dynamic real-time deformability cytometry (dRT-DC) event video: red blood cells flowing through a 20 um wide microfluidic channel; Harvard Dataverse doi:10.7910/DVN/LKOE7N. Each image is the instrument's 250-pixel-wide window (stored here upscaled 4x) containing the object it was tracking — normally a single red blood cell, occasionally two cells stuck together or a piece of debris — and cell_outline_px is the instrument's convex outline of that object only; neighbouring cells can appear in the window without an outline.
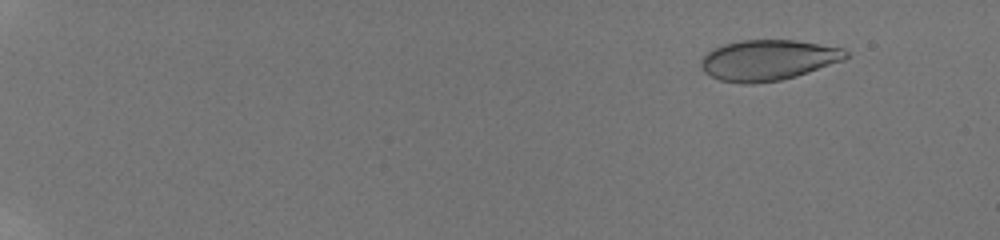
{"species": "human", "species_latin": "Homo sapiens", "temperature_condition": "room temperature", "stored_images_in_passage": 56, "camera_frame_rate_fps": 3000, "um_per_image_px": 0.085, "donor": {"sex": "male"}, "frame": {"image": 1, "passage_image": 7, "time_ms": 2.0, "image_size_px": [1000, 240], "cell_outline_px": [[848, 56], [844, 60], [796, 76], [780, 80], [752, 84], [740, 84], [720, 80], [704, 72], [700, 64], [700, 60], [712, 48], [724, 44], [740, 40], [796, 40], [844, 48], [848, 52]], "centroid_in_image_um": [65.28, 5.1], "position_along_channel_um": 19.7, "area_um2": 34.33}}
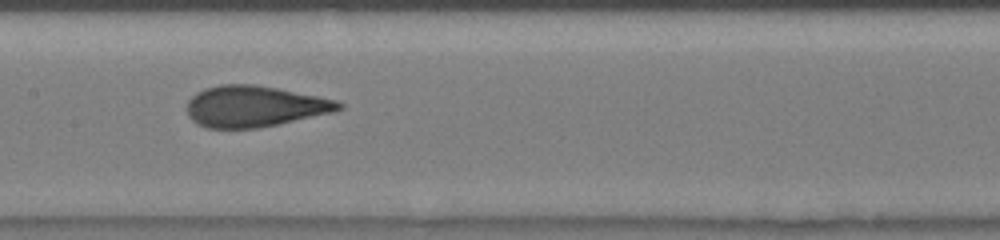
{"frame": {"image": 2, "passage_image": 33, "time_ms": 10.667, "image_size_px": [1000, 240], "cell_outline_px": [[344, 108], [336, 112], [256, 128], [208, 128], [196, 124], [188, 116], [188, 100], [196, 92], [204, 88], [220, 84], [252, 84], [276, 88], [336, 100], [344, 104]], "centroid_in_image_um": [21.62, 9.04], "position_along_channel_um": 185.8, "area_um2": 36.3}}
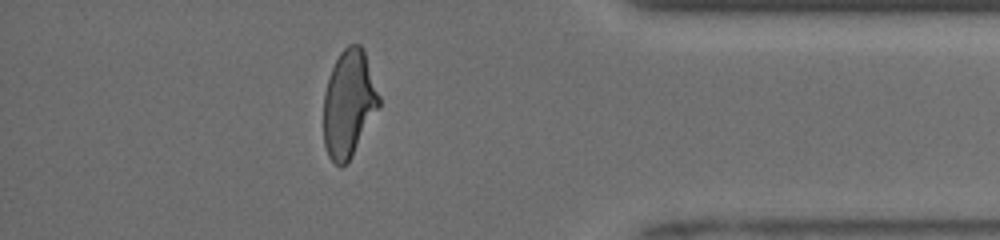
{"frame": {"image": 3, "passage_image": 51, "time_ms": 16.667, "image_size_px": [1000, 240], "cell_outline_px": [[380, 104], [352, 156], [340, 168], [328, 156], [324, 144], [324, 92], [332, 68], [340, 52], [348, 44], [360, 44], [364, 48], [380, 96]], "centroid_in_image_um": [29.65, 8.78], "position_along_channel_um": 405.6, "area_um2": 34.39}, "authors_computed_cell_mechanics": {"area_um2": 35.5759, "velocity_mm_per_s": 3.982, "shape_relaxation_time_tau1_ms": 6.0511, "shape_relaxation_time_tau2_ms": null, "deformation_change_tau1": 0.1865, "deformation_change_tau2": null}}